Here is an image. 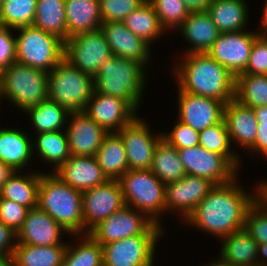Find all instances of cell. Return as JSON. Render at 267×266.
I'll return each mask as SVG.
<instances>
[{"label": "cell", "instance_id": "cell-1", "mask_svg": "<svg viewBox=\"0 0 267 266\" xmlns=\"http://www.w3.org/2000/svg\"><path fill=\"white\" fill-rule=\"evenodd\" d=\"M258 195L247 194L233 180L215 187L195 207L186 222L224 238L244 229L245 217Z\"/></svg>", "mask_w": 267, "mask_h": 266}, {"label": "cell", "instance_id": "cell-2", "mask_svg": "<svg viewBox=\"0 0 267 266\" xmlns=\"http://www.w3.org/2000/svg\"><path fill=\"white\" fill-rule=\"evenodd\" d=\"M186 55L176 68L179 88L187 93L210 97L225 104L235 99L236 77L207 53Z\"/></svg>", "mask_w": 267, "mask_h": 266}, {"label": "cell", "instance_id": "cell-3", "mask_svg": "<svg viewBox=\"0 0 267 266\" xmlns=\"http://www.w3.org/2000/svg\"><path fill=\"white\" fill-rule=\"evenodd\" d=\"M38 207L62 226L67 233L78 235L83 232L82 191L63 182L54 173H41Z\"/></svg>", "mask_w": 267, "mask_h": 266}, {"label": "cell", "instance_id": "cell-4", "mask_svg": "<svg viewBox=\"0 0 267 266\" xmlns=\"http://www.w3.org/2000/svg\"><path fill=\"white\" fill-rule=\"evenodd\" d=\"M144 65L112 55L94 76L95 91L126 100L135 110L142 96Z\"/></svg>", "mask_w": 267, "mask_h": 266}, {"label": "cell", "instance_id": "cell-5", "mask_svg": "<svg viewBox=\"0 0 267 266\" xmlns=\"http://www.w3.org/2000/svg\"><path fill=\"white\" fill-rule=\"evenodd\" d=\"M95 90L94 77L63 58L48 72V99L69 112L83 111Z\"/></svg>", "mask_w": 267, "mask_h": 266}, {"label": "cell", "instance_id": "cell-6", "mask_svg": "<svg viewBox=\"0 0 267 266\" xmlns=\"http://www.w3.org/2000/svg\"><path fill=\"white\" fill-rule=\"evenodd\" d=\"M25 111L48 99V72L17 61L0 72V97Z\"/></svg>", "mask_w": 267, "mask_h": 266}, {"label": "cell", "instance_id": "cell-7", "mask_svg": "<svg viewBox=\"0 0 267 266\" xmlns=\"http://www.w3.org/2000/svg\"><path fill=\"white\" fill-rule=\"evenodd\" d=\"M118 180L125 205L159 224V215L165 212L166 185L150 169L128 170Z\"/></svg>", "mask_w": 267, "mask_h": 266}, {"label": "cell", "instance_id": "cell-8", "mask_svg": "<svg viewBox=\"0 0 267 266\" xmlns=\"http://www.w3.org/2000/svg\"><path fill=\"white\" fill-rule=\"evenodd\" d=\"M16 30L20 32L15 38L17 62L50 72L64 58L65 42L57 36L33 25Z\"/></svg>", "mask_w": 267, "mask_h": 266}, {"label": "cell", "instance_id": "cell-9", "mask_svg": "<svg viewBox=\"0 0 267 266\" xmlns=\"http://www.w3.org/2000/svg\"><path fill=\"white\" fill-rule=\"evenodd\" d=\"M125 205L104 219L88 234L100 245L141 234H163L160 224L152 221L143 212ZM147 217V218H146Z\"/></svg>", "mask_w": 267, "mask_h": 266}, {"label": "cell", "instance_id": "cell-10", "mask_svg": "<svg viewBox=\"0 0 267 266\" xmlns=\"http://www.w3.org/2000/svg\"><path fill=\"white\" fill-rule=\"evenodd\" d=\"M111 56L109 44L101 28L78 33L65 41L64 58L93 77Z\"/></svg>", "mask_w": 267, "mask_h": 266}, {"label": "cell", "instance_id": "cell-11", "mask_svg": "<svg viewBox=\"0 0 267 266\" xmlns=\"http://www.w3.org/2000/svg\"><path fill=\"white\" fill-rule=\"evenodd\" d=\"M186 175H195L222 185L235 180L236 166L224 155L210 152L200 145L177 149Z\"/></svg>", "mask_w": 267, "mask_h": 266}, {"label": "cell", "instance_id": "cell-12", "mask_svg": "<svg viewBox=\"0 0 267 266\" xmlns=\"http://www.w3.org/2000/svg\"><path fill=\"white\" fill-rule=\"evenodd\" d=\"M159 236L141 234L102 245L103 266H153Z\"/></svg>", "mask_w": 267, "mask_h": 266}, {"label": "cell", "instance_id": "cell-13", "mask_svg": "<svg viewBox=\"0 0 267 266\" xmlns=\"http://www.w3.org/2000/svg\"><path fill=\"white\" fill-rule=\"evenodd\" d=\"M84 229L88 234L104 219L125 206L119 180H108L105 184L82 192ZM87 229V227H89ZM87 226V227H86Z\"/></svg>", "mask_w": 267, "mask_h": 266}, {"label": "cell", "instance_id": "cell-14", "mask_svg": "<svg viewBox=\"0 0 267 266\" xmlns=\"http://www.w3.org/2000/svg\"><path fill=\"white\" fill-rule=\"evenodd\" d=\"M258 35L259 33H248L244 30L220 33L207 54L236 77L246 69L254 40Z\"/></svg>", "mask_w": 267, "mask_h": 266}, {"label": "cell", "instance_id": "cell-15", "mask_svg": "<svg viewBox=\"0 0 267 266\" xmlns=\"http://www.w3.org/2000/svg\"><path fill=\"white\" fill-rule=\"evenodd\" d=\"M117 133L126 149L128 170L151 169L153 153L162 134L153 137L146 123L137 116Z\"/></svg>", "mask_w": 267, "mask_h": 266}, {"label": "cell", "instance_id": "cell-16", "mask_svg": "<svg viewBox=\"0 0 267 266\" xmlns=\"http://www.w3.org/2000/svg\"><path fill=\"white\" fill-rule=\"evenodd\" d=\"M83 111L107 133L113 128L118 132L136 117V110L126 100L95 90Z\"/></svg>", "mask_w": 267, "mask_h": 266}, {"label": "cell", "instance_id": "cell-17", "mask_svg": "<svg viewBox=\"0 0 267 266\" xmlns=\"http://www.w3.org/2000/svg\"><path fill=\"white\" fill-rule=\"evenodd\" d=\"M179 91V121L200 132L224 119L225 103L214 98Z\"/></svg>", "mask_w": 267, "mask_h": 266}, {"label": "cell", "instance_id": "cell-18", "mask_svg": "<svg viewBox=\"0 0 267 266\" xmlns=\"http://www.w3.org/2000/svg\"><path fill=\"white\" fill-rule=\"evenodd\" d=\"M215 187L208 179L195 175H185L178 181L166 185L165 210H180L187 217L195 207Z\"/></svg>", "mask_w": 267, "mask_h": 266}, {"label": "cell", "instance_id": "cell-19", "mask_svg": "<svg viewBox=\"0 0 267 266\" xmlns=\"http://www.w3.org/2000/svg\"><path fill=\"white\" fill-rule=\"evenodd\" d=\"M72 121L64 131L71 155L95 157L107 132L84 111L70 112Z\"/></svg>", "mask_w": 267, "mask_h": 266}, {"label": "cell", "instance_id": "cell-20", "mask_svg": "<svg viewBox=\"0 0 267 266\" xmlns=\"http://www.w3.org/2000/svg\"><path fill=\"white\" fill-rule=\"evenodd\" d=\"M61 231H66L38 206L29 209L21 229L17 232L16 243L34 246L60 245Z\"/></svg>", "mask_w": 267, "mask_h": 266}, {"label": "cell", "instance_id": "cell-21", "mask_svg": "<svg viewBox=\"0 0 267 266\" xmlns=\"http://www.w3.org/2000/svg\"><path fill=\"white\" fill-rule=\"evenodd\" d=\"M101 30L114 56L135 60L146 65L151 48L143 39L134 35L123 22H103Z\"/></svg>", "mask_w": 267, "mask_h": 266}, {"label": "cell", "instance_id": "cell-22", "mask_svg": "<svg viewBox=\"0 0 267 266\" xmlns=\"http://www.w3.org/2000/svg\"><path fill=\"white\" fill-rule=\"evenodd\" d=\"M54 174L74 189H87L105 184L109 179L95 157L71 155Z\"/></svg>", "mask_w": 267, "mask_h": 266}, {"label": "cell", "instance_id": "cell-23", "mask_svg": "<svg viewBox=\"0 0 267 266\" xmlns=\"http://www.w3.org/2000/svg\"><path fill=\"white\" fill-rule=\"evenodd\" d=\"M224 120L230 140H235L249 149L255 141L258 122L253 108L233 99L225 104Z\"/></svg>", "mask_w": 267, "mask_h": 266}, {"label": "cell", "instance_id": "cell-24", "mask_svg": "<svg viewBox=\"0 0 267 266\" xmlns=\"http://www.w3.org/2000/svg\"><path fill=\"white\" fill-rule=\"evenodd\" d=\"M179 30L194 45L187 54L207 53L220 34L207 11L190 12Z\"/></svg>", "mask_w": 267, "mask_h": 266}, {"label": "cell", "instance_id": "cell-25", "mask_svg": "<svg viewBox=\"0 0 267 266\" xmlns=\"http://www.w3.org/2000/svg\"><path fill=\"white\" fill-rule=\"evenodd\" d=\"M223 241L220 257L226 263L233 266H266L264 259H258V243L244 229L231 233Z\"/></svg>", "mask_w": 267, "mask_h": 266}, {"label": "cell", "instance_id": "cell-26", "mask_svg": "<svg viewBox=\"0 0 267 266\" xmlns=\"http://www.w3.org/2000/svg\"><path fill=\"white\" fill-rule=\"evenodd\" d=\"M67 39L102 25L99 0H65Z\"/></svg>", "mask_w": 267, "mask_h": 266}, {"label": "cell", "instance_id": "cell-27", "mask_svg": "<svg viewBox=\"0 0 267 266\" xmlns=\"http://www.w3.org/2000/svg\"><path fill=\"white\" fill-rule=\"evenodd\" d=\"M31 139L19 129H0V161L20 173L31 161L33 151Z\"/></svg>", "mask_w": 267, "mask_h": 266}, {"label": "cell", "instance_id": "cell-28", "mask_svg": "<svg viewBox=\"0 0 267 266\" xmlns=\"http://www.w3.org/2000/svg\"><path fill=\"white\" fill-rule=\"evenodd\" d=\"M95 158L109 180H118L128 171L126 149L117 132H110L104 136Z\"/></svg>", "mask_w": 267, "mask_h": 266}, {"label": "cell", "instance_id": "cell-29", "mask_svg": "<svg viewBox=\"0 0 267 266\" xmlns=\"http://www.w3.org/2000/svg\"><path fill=\"white\" fill-rule=\"evenodd\" d=\"M247 5L244 0H211L207 13L220 33L245 30Z\"/></svg>", "mask_w": 267, "mask_h": 266}, {"label": "cell", "instance_id": "cell-30", "mask_svg": "<svg viewBox=\"0 0 267 266\" xmlns=\"http://www.w3.org/2000/svg\"><path fill=\"white\" fill-rule=\"evenodd\" d=\"M67 244L34 246L16 243L13 252L15 266H62Z\"/></svg>", "mask_w": 267, "mask_h": 266}, {"label": "cell", "instance_id": "cell-31", "mask_svg": "<svg viewBox=\"0 0 267 266\" xmlns=\"http://www.w3.org/2000/svg\"><path fill=\"white\" fill-rule=\"evenodd\" d=\"M33 26L67 40L65 0H37Z\"/></svg>", "mask_w": 267, "mask_h": 266}, {"label": "cell", "instance_id": "cell-32", "mask_svg": "<svg viewBox=\"0 0 267 266\" xmlns=\"http://www.w3.org/2000/svg\"><path fill=\"white\" fill-rule=\"evenodd\" d=\"M14 173L3 185L0 197L12 200L29 209L38 206V189L41 172L31 175H17Z\"/></svg>", "mask_w": 267, "mask_h": 266}, {"label": "cell", "instance_id": "cell-33", "mask_svg": "<svg viewBox=\"0 0 267 266\" xmlns=\"http://www.w3.org/2000/svg\"><path fill=\"white\" fill-rule=\"evenodd\" d=\"M150 170L165 185L178 181L186 175L178 150L163 138L156 145Z\"/></svg>", "mask_w": 267, "mask_h": 266}, {"label": "cell", "instance_id": "cell-34", "mask_svg": "<svg viewBox=\"0 0 267 266\" xmlns=\"http://www.w3.org/2000/svg\"><path fill=\"white\" fill-rule=\"evenodd\" d=\"M123 23L134 35H137L148 44L165 32L153 6L148 0L132 11L123 20Z\"/></svg>", "mask_w": 267, "mask_h": 266}, {"label": "cell", "instance_id": "cell-35", "mask_svg": "<svg viewBox=\"0 0 267 266\" xmlns=\"http://www.w3.org/2000/svg\"><path fill=\"white\" fill-rule=\"evenodd\" d=\"M25 111L30 115L37 134L61 131L70 113L65 107L49 99Z\"/></svg>", "mask_w": 267, "mask_h": 266}, {"label": "cell", "instance_id": "cell-36", "mask_svg": "<svg viewBox=\"0 0 267 266\" xmlns=\"http://www.w3.org/2000/svg\"><path fill=\"white\" fill-rule=\"evenodd\" d=\"M235 99L247 107L267 105V75L243 74L236 76Z\"/></svg>", "mask_w": 267, "mask_h": 266}, {"label": "cell", "instance_id": "cell-37", "mask_svg": "<svg viewBox=\"0 0 267 266\" xmlns=\"http://www.w3.org/2000/svg\"><path fill=\"white\" fill-rule=\"evenodd\" d=\"M37 135V142L34 143L37 152L44 160L54 164L57 170L71 156L67 133L63 135L60 131H52Z\"/></svg>", "mask_w": 267, "mask_h": 266}, {"label": "cell", "instance_id": "cell-38", "mask_svg": "<svg viewBox=\"0 0 267 266\" xmlns=\"http://www.w3.org/2000/svg\"><path fill=\"white\" fill-rule=\"evenodd\" d=\"M37 0H4L0 10V25L10 28L34 23Z\"/></svg>", "mask_w": 267, "mask_h": 266}, {"label": "cell", "instance_id": "cell-39", "mask_svg": "<svg viewBox=\"0 0 267 266\" xmlns=\"http://www.w3.org/2000/svg\"><path fill=\"white\" fill-rule=\"evenodd\" d=\"M85 241L75 248L67 244L62 266H103V248L85 232Z\"/></svg>", "mask_w": 267, "mask_h": 266}, {"label": "cell", "instance_id": "cell-40", "mask_svg": "<svg viewBox=\"0 0 267 266\" xmlns=\"http://www.w3.org/2000/svg\"><path fill=\"white\" fill-rule=\"evenodd\" d=\"M230 143L231 140L224 119L199 132V145L201 147L226 156L237 167L239 166V159L237 155L234 156V152H231Z\"/></svg>", "mask_w": 267, "mask_h": 266}, {"label": "cell", "instance_id": "cell-41", "mask_svg": "<svg viewBox=\"0 0 267 266\" xmlns=\"http://www.w3.org/2000/svg\"><path fill=\"white\" fill-rule=\"evenodd\" d=\"M154 8L163 29L180 28L190 14L182 0H148Z\"/></svg>", "mask_w": 267, "mask_h": 266}, {"label": "cell", "instance_id": "cell-42", "mask_svg": "<svg viewBox=\"0 0 267 266\" xmlns=\"http://www.w3.org/2000/svg\"><path fill=\"white\" fill-rule=\"evenodd\" d=\"M244 230L258 243H267V206L259 199L246 213Z\"/></svg>", "mask_w": 267, "mask_h": 266}, {"label": "cell", "instance_id": "cell-43", "mask_svg": "<svg viewBox=\"0 0 267 266\" xmlns=\"http://www.w3.org/2000/svg\"><path fill=\"white\" fill-rule=\"evenodd\" d=\"M146 0H99L102 22L123 20Z\"/></svg>", "mask_w": 267, "mask_h": 266}, {"label": "cell", "instance_id": "cell-44", "mask_svg": "<svg viewBox=\"0 0 267 266\" xmlns=\"http://www.w3.org/2000/svg\"><path fill=\"white\" fill-rule=\"evenodd\" d=\"M243 74L267 75V36L258 35Z\"/></svg>", "mask_w": 267, "mask_h": 266}, {"label": "cell", "instance_id": "cell-45", "mask_svg": "<svg viewBox=\"0 0 267 266\" xmlns=\"http://www.w3.org/2000/svg\"><path fill=\"white\" fill-rule=\"evenodd\" d=\"M29 208L0 197V221L18 232L26 219Z\"/></svg>", "mask_w": 267, "mask_h": 266}, {"label": "cell", "instance_id": "cell-46", "mask_svg": "<svg viewBox=\"0 0 267 266\" xmlns=\"http://www.w3.org/2000/svg\"><path fill=\"white\" fill-rule=\"evenodd\" d=\"M162 138L176 149L199 145V132L179 120L170 134H162Z\"/></svg>", "mask_w": 267, "mask_h": 266}, {"label": "cell", "instance_id": "cell-47", "mask_svg": "<svg viewBox=\"0 0 267 266\" xmlns=\"http://www.w3.org/2000/svg\"><path fill=\"white\" fill-rule=\"evenodd\" d=\"M16 37L10 27L0 25V72L16 61Z\"/></svg>", "mask_w": 267, "mask_h": 266}, {"label": "cell", "instance_id": "cell-48", "mask_svg": "<svg viewBox=\"0 0 267 266\" xmlns=\"http://www.w3.org/2000/svg\"><path fill=\"white\" fill-rule=\"evenodd\" d=\"M14 237H17V233L0 221V255L13 256L16 241L13 243L14 245L11 241L13 242Z\"/></svg>", "mask_w": 267, "mask_h": 266}, {"label": "cell", "instance_id": "cell-49", "mask_svg": "<svg viewBox=\"0 0 267 266\" xmlns=\"http://www.w3.org/2000/svg\"><path fill=\"white\" fill-rule=\"evenodd\" d=\"M252 151L260 152L267 157V124H258L254 144L250 147Z\"/></svg>", "mask_w": 267, "mask_h": 266}, {"label": "cell", "instance_id": "cell-50", "mask_svg": "<svg viewBox=\"0 0 267 266\" xmlns=\"http://www.w3.org/2000/svg\"><path fill=\"white\" fill-rule=\"evenodd\" d=\"M190 12L206 11L211 0H182Z\"/></svg>", "mask_w": 267, "mask_h": 266}, {"label": "cell", "instance_id": "cell-51", "mask_svg": "<svg viewBox=\"0 0 267 266\" xmlns=\"http://www.w3.org/2000/svg\"><path fill=\"white\" fill-rule=\"evenodd\" d=\"M16 171L9 165L0 161V193L5 182L14 174Z\"/></svg>", "mask_w": 267, "mask_h": 266}, {"label": "cell", "instance_id": "cell-52", "mask_svg": "<svg viewBox=\"0 0 267 266\" xmlns=\"http://www.w3.org/2000/svg\"><path fill=\"white\" fill-rule=\"evenodd\" d=\"M258 124H267V105L253 108Z\"/></svg>", "mask_w": 267, "mask_h": 266}, {"label": "cell", "instance_id": "cell-53", "mask_svg": "<svg viewBox=\"0 0 267 266\" xmlns=\"http://www.w3.org/2000/svg\"><path fill=\"white\" fill-rule=\"evenodd\" d=\"M258 198L267 206V182L258 185Z\"/></svg>", "mask_w": 267, "mask_h": 266}, {"label": "cell", "instance_id": "cell-54", "mask_svg": "<svg viewBox=\"0 0 267 266\" xmlns=\"http://www.w3.org/2000/svg\"><path fill=\"white\" fill-rule=\"evenodd\" d=\"M0 266H15L13 256L0 255Z\"/></svg>", "mask_w": 267, "mask_h": 266}, {"label": "cell", "instance_id": "cell-55", "mask_svg": "<svg viewBox=\"0 0 267 266\" xmlns=\"http://www.w3.org/2000/svg\"><path fill=\"white\" fill-rule=\"evenodd\" d=\"M265 9H264V12H263V17H262V28H265L264 32H259L260 35H264V36H267V1H266V5L264 6Z\"/></svg>", "mask_w": 267, "mask_h": 266}, {"label": "cell", "instance_id": "cell-56", "mask_svg": "<svg viewBox=\"0 0 267 266\" xmlns=\"http://www.w3.org/2000/svg\"><path fill=\"white\" fill-rule=\"evenodd\" d=\"M262 253V255L267 258V243L258 244L257 254ZM267 260V259H266Z\"/></svg>", "mask_w": 267, "mask_h": 266}, {"label": "cell", "instance_id": "cell-57", "mask_svg": "<svg viewBox=\"0 0 267 266\" xmlns=\"http://www.w3.org/2000/svg\"><path fill=\"white\" fill-rule=\"evenodd\" d=\"M208 266H233V265L226 263L225 261L219 259L218 262L216 261L215 263H212Z\"/></svg>", "mask_w": 267, "mask_h": 266}, {"label": "cell", "instance_id": "cell-58", "mask_svg": "<svg viewBox=\"0 0 267 266\" xmlns=\"http://www.w3.org/2000/svg\"><path fill=\"white\" fill-rule=\"evenodd\" d=\"M3 2H4V0H0V10H1V7L3 5Z\"/></svg>", "mask_w": 267, "mask_h": 266}]
</instances>
